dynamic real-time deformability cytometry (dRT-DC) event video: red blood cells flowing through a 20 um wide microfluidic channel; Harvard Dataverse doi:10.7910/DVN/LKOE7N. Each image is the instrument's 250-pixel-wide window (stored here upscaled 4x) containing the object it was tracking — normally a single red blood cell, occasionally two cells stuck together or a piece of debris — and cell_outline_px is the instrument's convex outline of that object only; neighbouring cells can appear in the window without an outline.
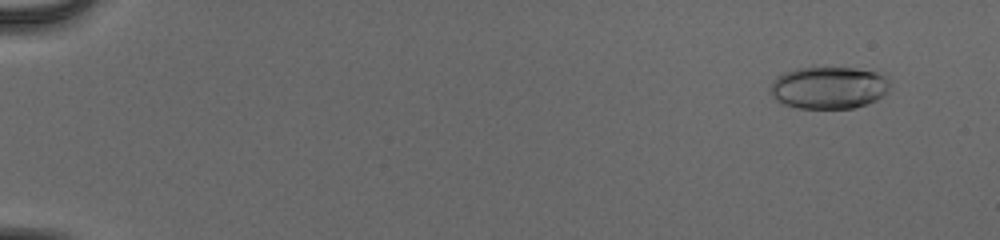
{"species": "human", "species_latin": "Homo sapiens", "temperature_condition": "cold", "stored_images_in_passage": 50, "camera_frame_rate_fps": 3000, "um_per_image_px": 0.085, "donor": {"sex": "male"}, "frame": {"image": 1, "passage_image": 5, "time_ms": 1.333, "image_size_px": [1000, 240], "cell_outline_px": [[888, 88], [876, 100], [868, 104], [852, 108], [796, 108], [784, 104], [776, 100], [768, 92], [776, 76], [784, 72], [796, 68], [856, 68], [876, 72], [884, 76], [888, 80]], "centroid_in_image_um": [70.39, 7.45], "position_along_channel_um": 14.6, "area_um2": 29.3}}
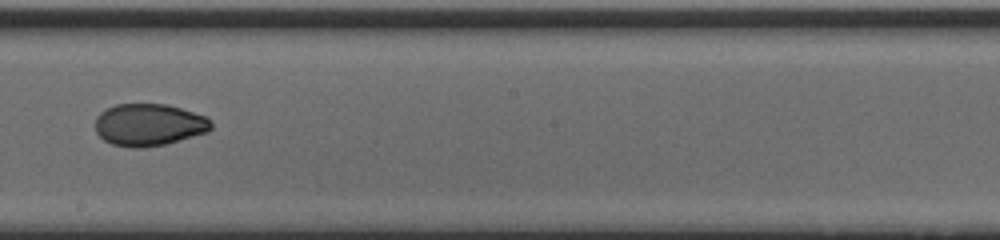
{"frame": {"image": 2, "passage_image": 34, "time_ms": 11.0, "image_size_px": [1000, 240], "cell_outline_px": [[212, 128], [208, 132], [164, 144], [140, 148], [132, 148], [112, 144], [104, 140], [96, 132], [96, 116], [100, 112], [116, 104], [168, 104], [208, 116], [212, 124]], "centroid_in_image_um": [12.68, 10.6], "position_along_channel_um": 235.5, "area_um2": 28.55}}
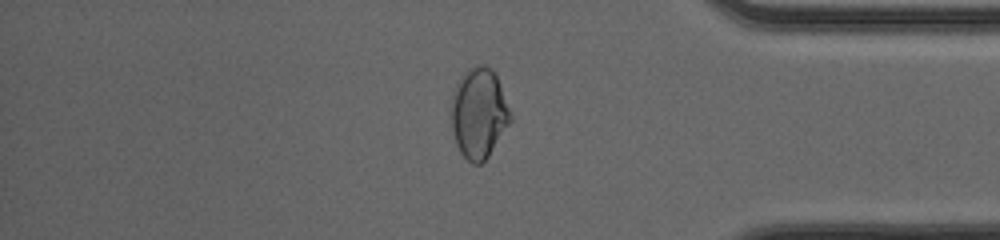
{"frame": {"image": 3, "passage_image": 47, "time_ms": 15.333, "image_size_px": [1000, 240], "cell_outline_px": [[512, 120], [488, 156], [480, 164], [472, 164], [460, 152], [456, 144], [452, 132], [452, 92], [456, 84], [464, 72], [468, 68], [476, 64], [484, 64], [492, 68], [496, 76], [512, 116]], "centroid_in_image_um": [40.69, 9.61], "position_along_channel_um": 394.5, "area_um2": 31.04}}